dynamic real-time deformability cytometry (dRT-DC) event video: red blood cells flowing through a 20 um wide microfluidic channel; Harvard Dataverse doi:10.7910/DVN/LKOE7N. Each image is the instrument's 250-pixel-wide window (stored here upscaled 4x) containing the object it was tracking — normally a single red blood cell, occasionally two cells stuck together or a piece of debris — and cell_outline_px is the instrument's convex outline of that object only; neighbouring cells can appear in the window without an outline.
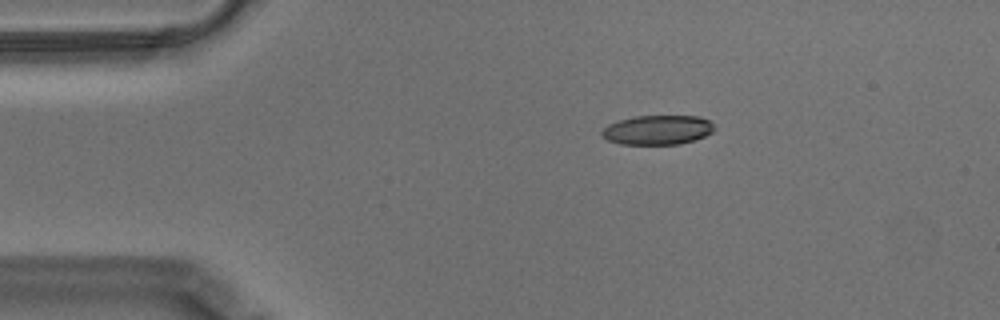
{"species": "Egyptian fruit bat (a non-hibernating species)", "species_latin": "Rousettus aegyptiacus", "temperature_condition": "warm", "stored_images_in_passage": 48, "camera_frame_rate_fps": 3000, "um_per_image_px": 0.085, "animal": {"sex": "male"}, "frame": {"image": 1, "passage_image": 1, "time_ms": 0.0, "image_size_px": [1000, 320], "cell_outline_px": [[716, 128], [712, 132], [696, 140], [680, 144], [620, 144], [608, 140], [600, 136], [600, 132], [608, 124], [620, 120], [636, 116], [700, 116], [716, 124]], "centroid_in_image_um": [55.92, 11.04], "position_along_channel_um": 29.1, "area_um2": 19.48}}
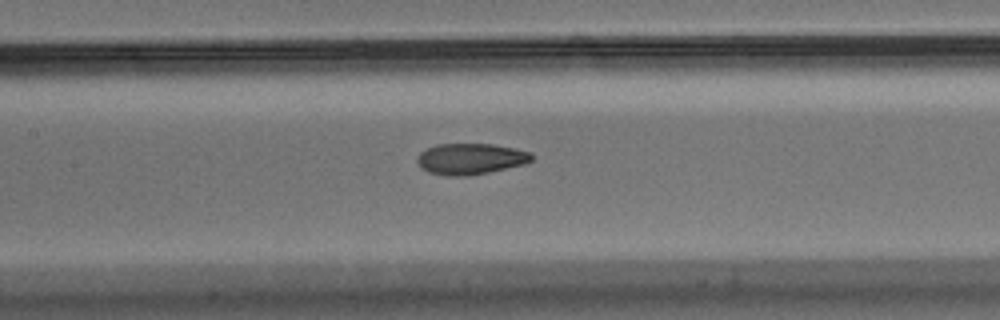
{"frame": {"image": 2, "passage_image": 17, "time_ms": 5.333, "image_size_px": [1000, 320], "cell_outline_px": [[532, 160], [524, 164], [488, 172], [468, 176], [448, 176], [428, 172], [416, 160], [416, 156], [420, 152], [436, 144], [492, 144], [516, 148], [532, 152]], "centroid_in_image_um": [40.0, 13.49], "position_along_channel_um": 167.4, "area_um2": 20.69}}
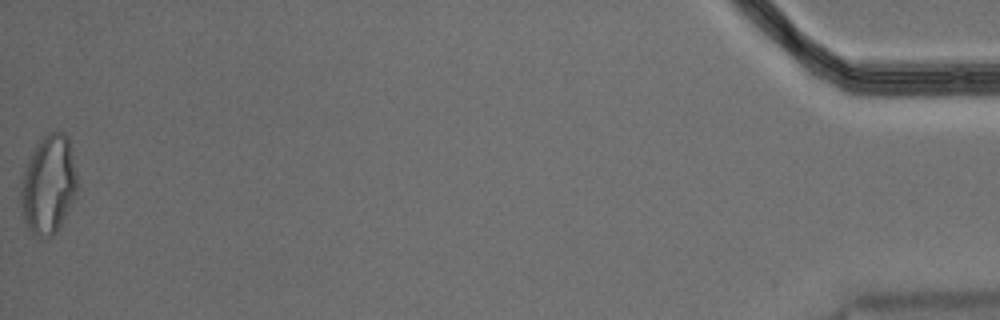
{"frame": {"image": 3, "passage_image": 48, "time_ms": 15.667, "image_size_px": [1000, 320], "cell_outline_px": [[80, 188], [76, 196], [56, 232], [52, 236], [40, 240], [28, 228], [24, 220], [20, 204], [20, 192], [24, 172], [28, 156], [36, 144], [44, 136], [56, 128], [64, 132], [68, 136], [80, 184]], "centroid_in_image_um": [4.15, 15.67], "position_along_channel_um": 431.1, "area_um2": 33.29}, "authors_computed_cell_mechanics": {"area_um2": 21.2415, "velocity_mm_per_s": 3.522, "shape_relaxation_time_tau1_ms": null, "shape_relaxation_time_tau2_ms": 2.236, "deformation_change_tau1": null, "deformation_change_tau2": 0.0816}}